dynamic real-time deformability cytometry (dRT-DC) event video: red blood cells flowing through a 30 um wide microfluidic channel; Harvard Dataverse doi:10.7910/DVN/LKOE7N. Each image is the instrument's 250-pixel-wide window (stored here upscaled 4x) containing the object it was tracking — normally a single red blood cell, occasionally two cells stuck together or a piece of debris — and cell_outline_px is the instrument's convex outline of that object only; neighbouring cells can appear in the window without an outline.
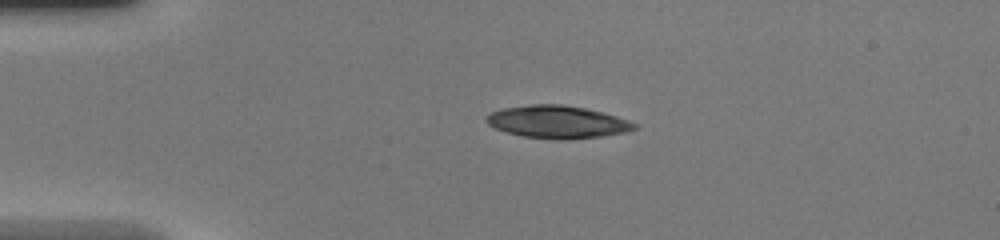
{"species": "common noctule bat (a hibernating species)", "species_latin": "Nyctalus noctula", "temperature_condition": "warm", "stored_images_in_passage": 36, "camera_frame_rate_fps": 3000, "um_per_image_px": 0.085, "animal": {"sex": "female", "body_mass_g": 20.0, "forearm_length_mm": 54.0}, "frame": {"image": 1, "passage_image": 1, "time_ms": 0.0, "image_size_px": [1000, 240], "cell_outline_px": [[636, 128], [628, 132], [600, 136], [568, 140], [556, 140], [524, 136], [508, 132], [496, 128], [488, 124], [484, 116], [488, 112], [504, 108], [532, 104], [560, 104], [584, 108], [604, 112], [628, 120], [636, 124]], "centroid_in_image_um": [47.37, 10.36], "position_along_channel_um": 37.6, "area_um2": 28.15}}